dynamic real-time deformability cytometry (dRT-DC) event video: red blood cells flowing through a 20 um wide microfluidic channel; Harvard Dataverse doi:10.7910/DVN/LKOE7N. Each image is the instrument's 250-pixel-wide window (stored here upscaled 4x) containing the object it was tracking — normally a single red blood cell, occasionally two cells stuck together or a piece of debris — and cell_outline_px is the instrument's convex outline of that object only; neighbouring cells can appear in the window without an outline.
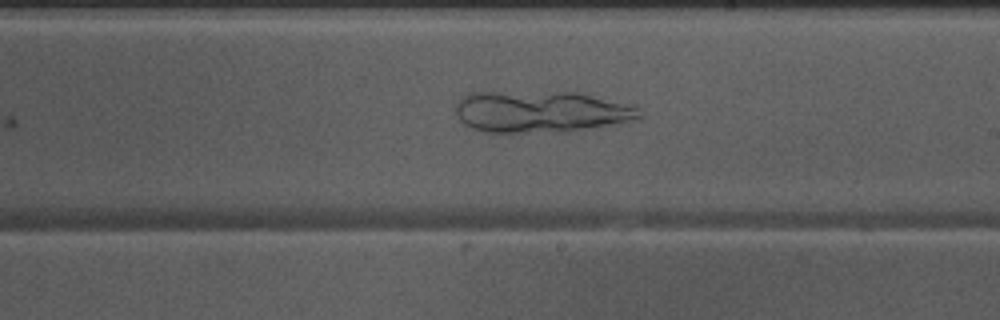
{"species": "Egyptian fruit bat (a non-hibernating species)", "species_latin": "Rousettus aegyptiacus", "temperature_condition": "warm", "stored_images_in_passage": 31, "camera_frame_rate_fps": 3000, "um_per_image_px": 0.085, "animal": {"sex": "male"}, "frame": {"image": 1, "passage_image": 22, "time_ms": 7.0, "image_size_px": [1000, 320], "cell_outline_px": [[644, 112], [640, 120], [600, 128], [564, 132], [484, 132], [472, 128], [464, 124], [460, 120], [456, 112], [456, 104], [460, 96], [472, 92], [576, 92], [636, 104]], "centroid_in_image_um": [46.12, 9.5], "position_along_channel_um": 242.9, "area_um2": 45.84}}